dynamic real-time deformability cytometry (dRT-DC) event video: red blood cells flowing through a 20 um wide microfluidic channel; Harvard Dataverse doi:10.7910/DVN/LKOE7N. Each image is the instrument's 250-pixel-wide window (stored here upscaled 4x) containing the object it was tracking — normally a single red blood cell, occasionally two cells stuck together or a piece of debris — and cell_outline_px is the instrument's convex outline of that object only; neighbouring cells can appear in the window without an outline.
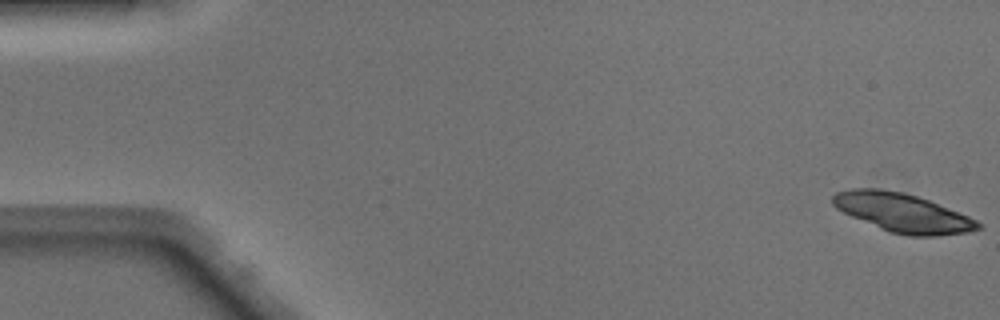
{"species": "Egyptian fruit bat (a non-hibernating species)", "species_latin": "Rousettus aegyptiacus", "temperature_condition": "warm", "stored_images_in_passage": 49, "segment_of_instrument_passage": [1, 2], "camera_frame_rate_fps": 3000, "um_per_image_px": 0.085, "animal": {"sex": "male"}, "frame": {"image": 1, "passage_image": 1, "time_ms": 0.0, "image_size_px": [1000, 320], "cell_outline_px": [[984, 224], [980, 228], [968, 232], [936, 236], [908, 236], [888, 232], [852, 216], [836, 208], [832, 204], [832, 196], [836, 192], [852, 188], [880, 188], [904, 192], [928, 200], [968, 216]], "centroid_in_image_um": [76.71, 18.08], "position_along_channel_um": 8.3, "area_um2": 32.77}}
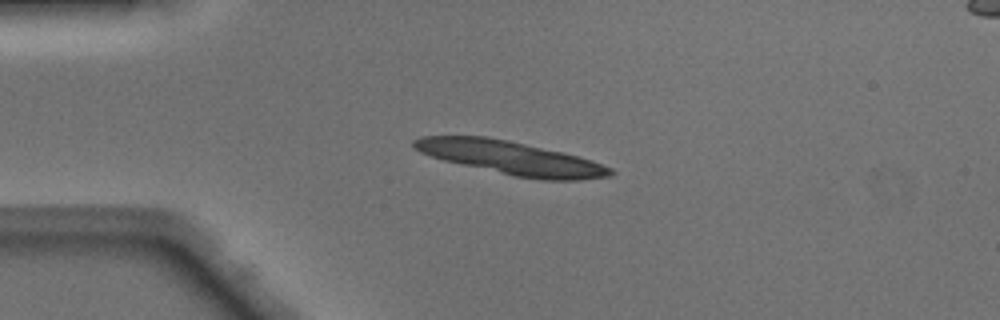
{"frame": {"image": 2, "passage_image": 12, "time_ms": 3.667, "image_size_px": [1000, 320], "cell_outline_px": [[616, 172], [612, 176], [580, 180], [540, 180], [516, 176], [444, 160], [420, 152], [412, 148], [412, 140], [420, 136], [488, 136], [508, 140], [564, 152], [592, 160], [612, 168]], "centroid_in_image_um": [43.47, 13.41], "position_along_channel_um": 41.5, "area_um2": 38.21}}